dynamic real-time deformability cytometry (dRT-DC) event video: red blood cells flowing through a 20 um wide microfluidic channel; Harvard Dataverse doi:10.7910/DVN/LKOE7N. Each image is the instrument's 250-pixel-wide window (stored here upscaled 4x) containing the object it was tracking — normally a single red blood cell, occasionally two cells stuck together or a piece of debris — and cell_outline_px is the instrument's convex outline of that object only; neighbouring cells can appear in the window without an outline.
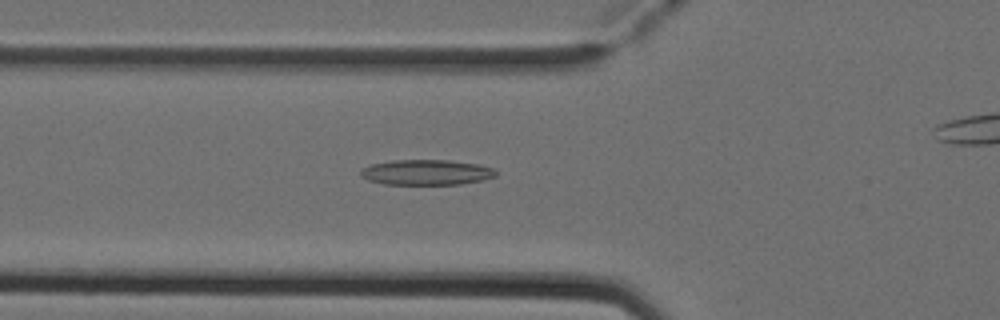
{"species": "Egyptian fruit bat (a non-hibernating species)", "species_latin": "Rousettus aegyptiacus", "temperature_condition": "cold", "stored_images_in_passage": 21, "camera_frame_rate_fps": 3000, "um_per_image_px": 0.085, "animal": {"sex": "female"}, "frame": {"image": 1, "passage_image": 8, "time_ms": 2.333, "image_size_px": [1000, 320], "cell_outline_px": [[496, 176], [484, 180], [460, 184], [384, 184], [368, 180], [360, 176], [360, 168], [372, 164], [392, 160], [448, 160], [476, 164], [492, 168], [496, 172]], "centroid_in_image_um": [36.2, 14.65], "position_along_channel_um": 89.6, "area_um2": 19.94}}
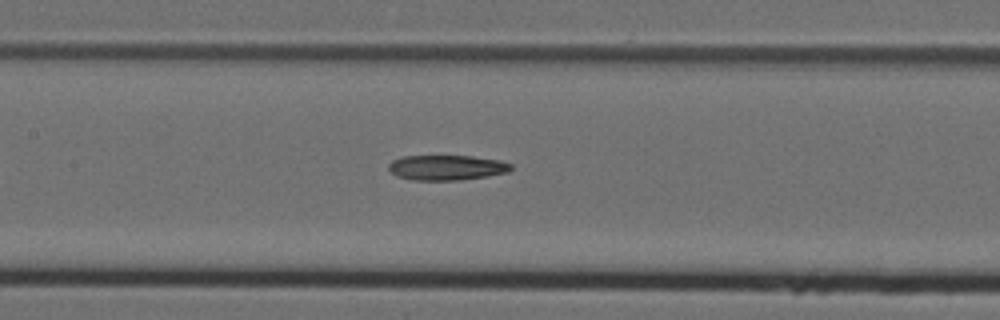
{"frame": {"image": 2, "passage_image": 14, "time_ms": 4.333, "image_size_px": [1000, 320], "cell_outline_px": [[512, 168], [508, 172], [460, 180], [412, 180], [396, 176], [388, 168], [388, 164], [392, 160], [404, 156], [472, 156], [500, 160], [512, 164]], "centroid_in_image_um": [37.95, 14.24], "position_along_channel_um": 169.5, "area_um2": 17.86}}
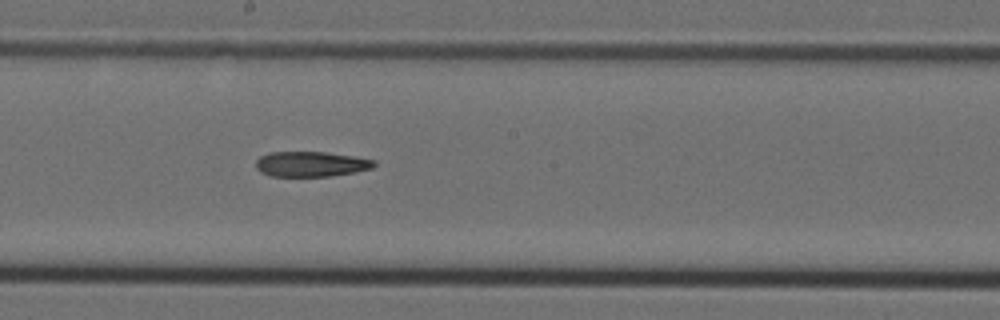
{"frame": {"image": 3, "passage_image": 18, "time_ms": 5.667, "image_size_px": [1000, 320], "cell_outline_px": [[376, 164], [372, 168], [332, 176], [268, 176], [260, 172], [256, 168], [256, 160], [260, 156], [268, 152], [328, 152], [376, 160]], "centroid_in_image_um": [26.4, 13.94], "position_along_channel_um": 221.8, "area_um2": 17.4}}